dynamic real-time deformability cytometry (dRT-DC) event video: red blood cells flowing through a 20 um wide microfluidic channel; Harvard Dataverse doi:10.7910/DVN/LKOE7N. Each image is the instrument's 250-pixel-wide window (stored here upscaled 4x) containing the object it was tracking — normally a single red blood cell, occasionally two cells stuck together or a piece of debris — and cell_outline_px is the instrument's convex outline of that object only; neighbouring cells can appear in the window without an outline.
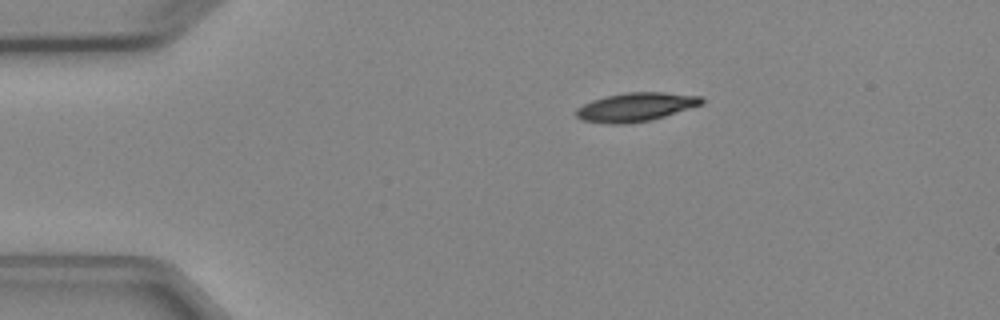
{"species": "Egyptian fruit bat (a non-hibernating species)", "species_latin": "Rousettus aegyptiacus", "temperature_condition": "cold", "stored_images_in_passage": 4, "camera_frame_rate_fps": 3000, "um_per_image_px": 0.085, "animal": {"sex": "female"}, "frame": {"image": 1, "passage_image": 1, "time_ms": 0.0, "image_size_px": [1000, 320], "cell_outline_px": [[704, 104], [652, 120], [628, 124], [608, 124], [584, 120], [576, 116], [576, 108], [592, 100], [624, 92], [664, 92], [704, 96]], "centroid_in_image_um": [54.09, 9.09], "position_along_channel_um": 30.9, "area_um2": 21.15}}
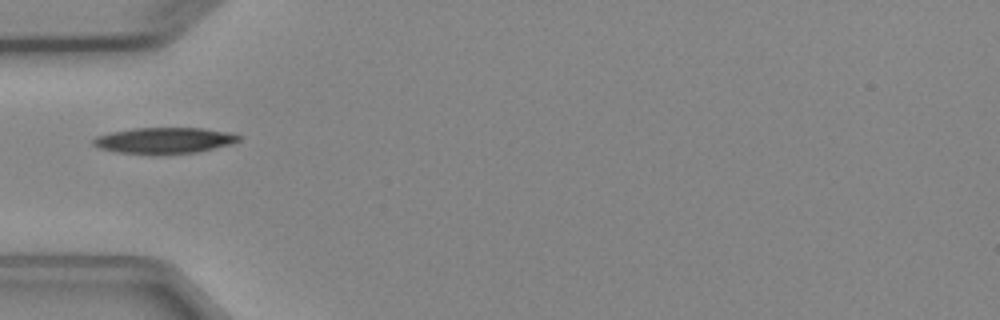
{"frame": {"image": 2, "passage_image": 3, "time_ms": 2.333, "image_size_px": [1000, 320], "cell_outline_px": [[244, 136], [240, 140], [232, 144], [196, 152], [116, 152], [100, 148], [92, 144], [92, 140], [96, 136], [112, 132], [132, 128], [204, 128], [228, 132]], "centroid_in_image_um": [14.01, 11.9], "position_along_channel_um": 71.0, "area_um2": 21.44}}